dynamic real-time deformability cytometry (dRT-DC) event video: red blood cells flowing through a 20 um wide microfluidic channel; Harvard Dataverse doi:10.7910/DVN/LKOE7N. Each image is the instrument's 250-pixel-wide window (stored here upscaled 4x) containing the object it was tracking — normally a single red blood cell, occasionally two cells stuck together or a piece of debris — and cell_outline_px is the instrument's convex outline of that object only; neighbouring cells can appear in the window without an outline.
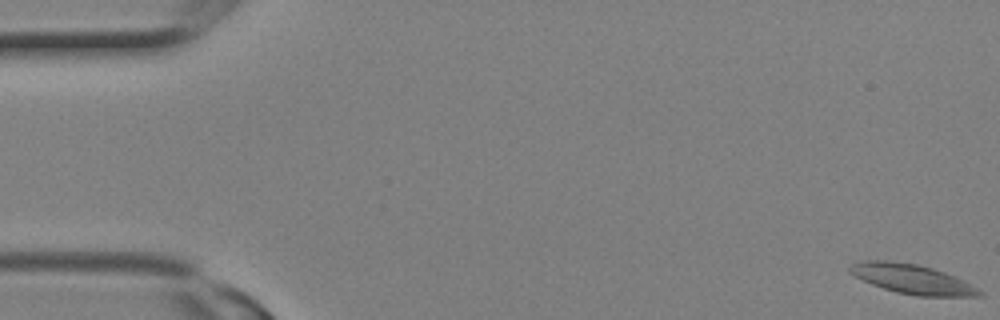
{"species": "Egyptian fruit bat (a non-hibernating species)", "species_latin": "Rousettus aegyptiacus", "temperature_condition": "room temperature", "stored_images_in_passage": 11, "camera_frame_rate_fps": 3000, "um_per_image_px": 0.085, "animal": {"sex": "female"}, "frame": {"image": 1, "passage_image": 1, "time_ms": 0.0, "image_size_px": [1000, 320], "cell_outline_px": [[984, 296], [916, 296], [896, 292], [872, 284], [848, 272], [848, 268], [852, 264], [864, 260], [888, 260], [916, 264], [932, 268], [944, 272], [964, 280], [980, 288], [984, 292]], "centroid_in_image_um": [77.58, 23.72], "position_along_channel_um": 7.4, "area_um2": 22.31}}